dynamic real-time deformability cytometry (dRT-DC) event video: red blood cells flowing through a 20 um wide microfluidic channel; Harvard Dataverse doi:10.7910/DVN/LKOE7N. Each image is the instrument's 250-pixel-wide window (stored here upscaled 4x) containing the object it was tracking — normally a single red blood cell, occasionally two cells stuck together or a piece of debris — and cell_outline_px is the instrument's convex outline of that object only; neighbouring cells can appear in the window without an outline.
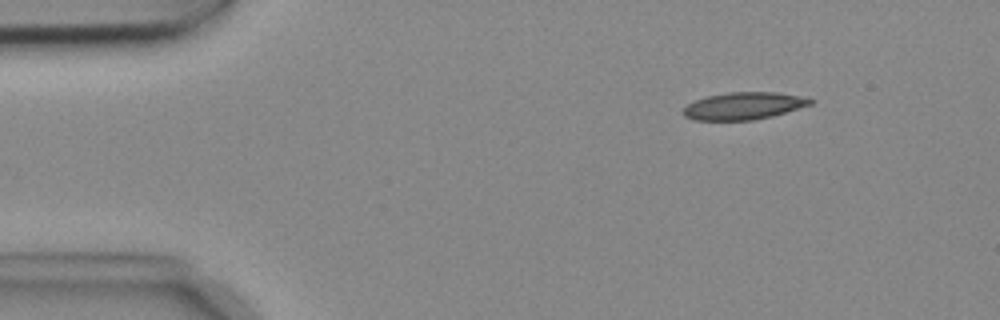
{"species": "common noctule bat (a hibernating species)", "species_latin": "Nyctalus noctula", "temperature_condition": "cold", "stored_images_in_passage": 5, "camera_frame_rate_fps": 3000, "um_per_image_px": 0.085, "animal": {"sex": "female", "body_mass_g": 18.4}, "frame": {"image": 1, "passage_image": 2, "time_ms": 0.333, "image_size_px": [1000, 320], "cell_outline_px": [[816, 100], [812, 104], [772, 116], [752, 120], [696, 120], [684, 116], [684, 108], [688, 104], [696, 100], [708, 96], [728, 92], [776, 92], [800, 96]], "centroid_in_image_um": [63.24, 9.0], "position_along_channel_um": 21.8, "area_um2": 20.0}}